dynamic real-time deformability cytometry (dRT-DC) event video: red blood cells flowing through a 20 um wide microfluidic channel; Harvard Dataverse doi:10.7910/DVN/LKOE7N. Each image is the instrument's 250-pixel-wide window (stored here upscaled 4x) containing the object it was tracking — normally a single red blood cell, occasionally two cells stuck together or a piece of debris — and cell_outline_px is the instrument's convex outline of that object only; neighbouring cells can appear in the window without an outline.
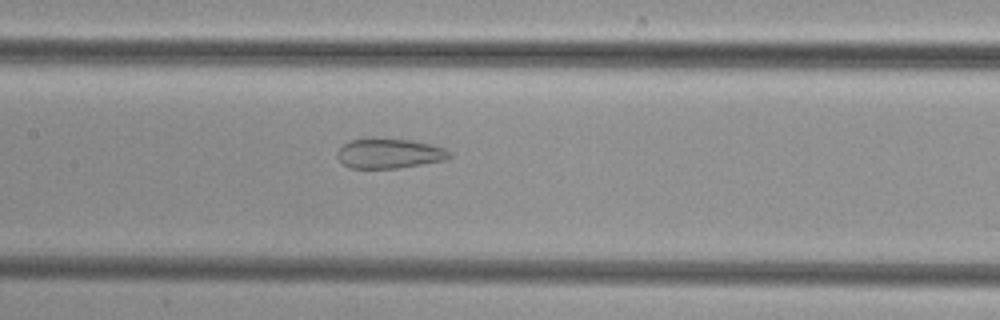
{"species": "common noctule bat (a hibernating species)", "species_latin": "Nyctalus noctula", "temperature_condition": "cold", "stored_images_in_passage": 30, "camera_frame_rate_fps": 3000, "um_per_image_px": 0.085, "animal": {"sex": "female", "body_mass_g": 29.2, "forearm_length_mm": 56.3}, "frame": {"image": 1, "passage_image": 11, "time_ms": 3.333, "image_size_px": [1000, 320], "cell_outline_px": [[452, 156], [448, 160], [396, 168], [352, 168], [344, 164], [336, 156], [336, 152], [344, 144], [352, 140], [372, 136], [412, 140], [432, 144], [444, 148], [452, 152]], "centroid_in_image_um": [33.12, 13.01], "position_along_channel_um": 174.3, "area_um2": 20.0}}
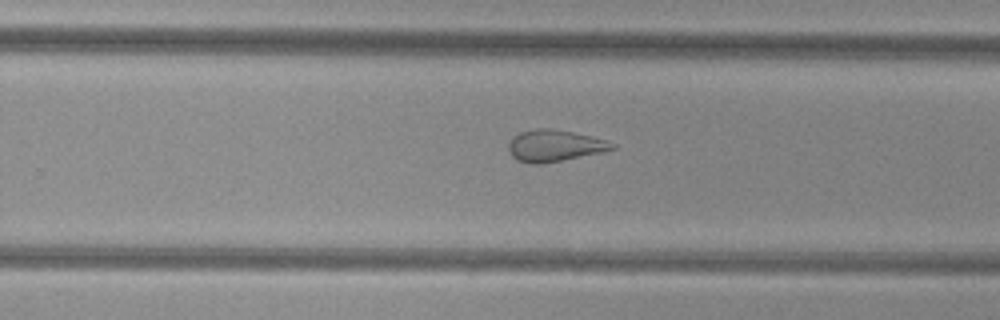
{"frame": {"image": 2, "passage_image": 19, "time_ms": 6.0, "image_size_px": [1000, 320], "cell_outline_px": [[616, 148], [604, 152], [540, 164], [532, 164], [516, 160], [508, 152], [508, 144], [512, 136], [520, 132], [536, 128], [552, 128], [592, 136], [608, 140], [616, 144]], "centroid_in_image_um": [47.13, 12.38], "position_along_channel_um": 282.7, "area_um2": 19.36}}
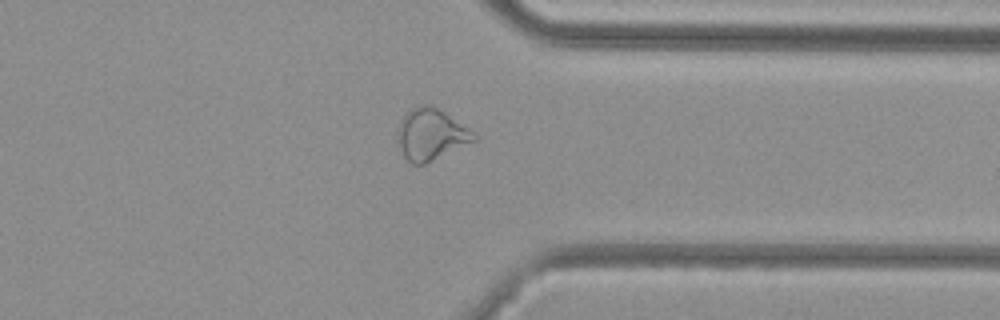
{"frame": {"image": 3, "passage_image": 26, "time_ms": 8.333, "image_size_px": [1000, 320], "cell_outline_px": [[476, 140], [424, 164], [412, 164], [404, 156], [400, 148], [396, 128], [400, 120], [412, 108], [420, 104], [432, 104], [444, 112], [472, 132], [476, 136]], "centroid_in_image_um": [36.58, 11.41], "position_along_channel_um": 374.8, "area_um2": 22.43}}